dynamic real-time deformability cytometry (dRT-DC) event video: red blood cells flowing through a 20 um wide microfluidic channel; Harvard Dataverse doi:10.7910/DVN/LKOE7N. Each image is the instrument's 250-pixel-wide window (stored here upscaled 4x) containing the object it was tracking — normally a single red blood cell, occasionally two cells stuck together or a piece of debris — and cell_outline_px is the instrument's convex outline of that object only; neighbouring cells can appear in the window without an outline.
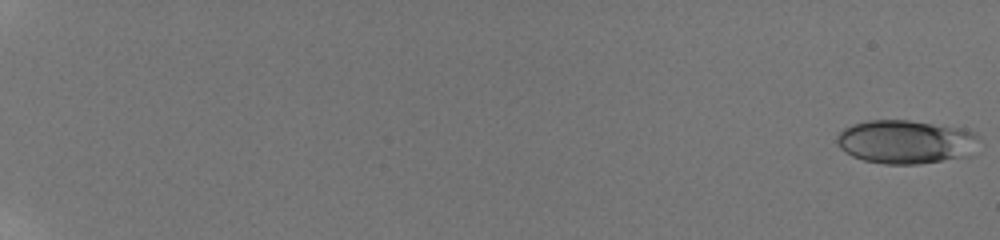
{"species": "human", "species_latin": "Homo sapiens", "temperature_condition": "room temperature", "stored_images_in_passage": 58, "camera_frame_rate_fps": 3000, "um_per_image_px": 0.085, "donor": {"sex": "male"}, "frame": {"image": 1, "passage_image": 1, "time_ms": 0.0, "image_size_px": [1000, 240], "cell_outline_px": [[980, 140], [972, 156], [916, 164], [884, 164], [864, 160], [852, 156], [844, 152], [836, 144], [836, 136], [844, 128], [852, 124], [868, 120], [908, 120], [960, 128], [976, 132]], "centroid_in_image_um": [77.0, 12.06], "position_along_channel_um": 8.0, "area_um2": 36.53}}
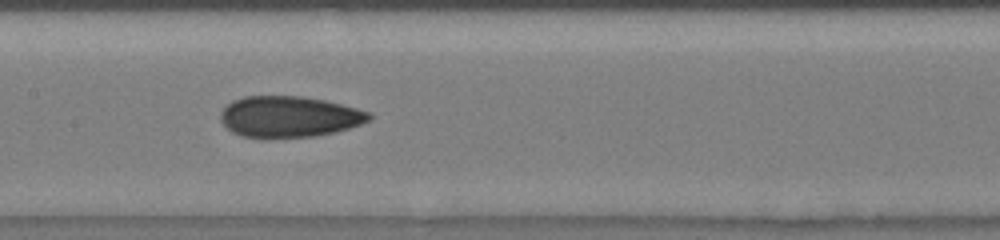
{"frame": {"image": 2, "passage_image": 34, "time_ms": 11.0, "image_size_px": [1000, 240], "cell_outline_px": [[372, 120], [336, 132], [312, 136], [244, 136], [232, 132], [220, 120], [220, 112], [232, 100], [244, 96], [300, 96], [324, 100], [372, 112]], "centroid_in_image_um": [24.6, 9.89], "position_along_channel_um": 182.8, "area_um2": 35.08}}
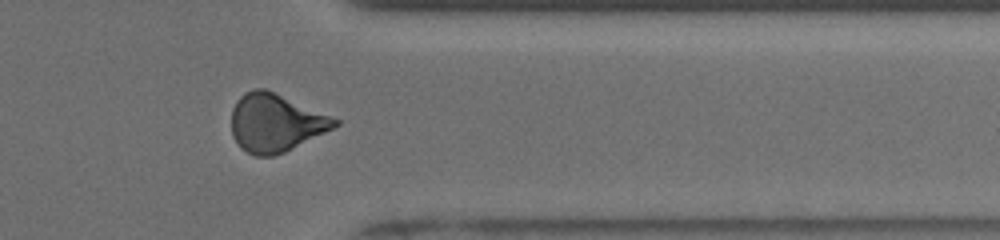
{"frame": {"image": 3, "passage_image": 50, "time_ms": 16.333, "image_size_px": [1000, 240], "cell_outline_px": [[340, 124], [284, 152], [272, 156], [256, 156], [240, 148], [232, 136], [232, 108], [236, 100], [244, 92], [256, 88], [264, 88], [340, 120]], "centroid_in_image_um": [23.37, 10.43], "position_along_channel_um": 388.0, "area_um2": 34.45}, "authors_computed_cell_mechanics": {"area_um2": 34.2176, "velocity_mm_per_s": 3.8869, "shape_relaxation_time_tau1_ms": 9.634, "shape_relaxation_time_tau2_ms": 2.0951, "deformation_change_tau1": 0.1809, "deformation_change_tau2": 0.0901}}